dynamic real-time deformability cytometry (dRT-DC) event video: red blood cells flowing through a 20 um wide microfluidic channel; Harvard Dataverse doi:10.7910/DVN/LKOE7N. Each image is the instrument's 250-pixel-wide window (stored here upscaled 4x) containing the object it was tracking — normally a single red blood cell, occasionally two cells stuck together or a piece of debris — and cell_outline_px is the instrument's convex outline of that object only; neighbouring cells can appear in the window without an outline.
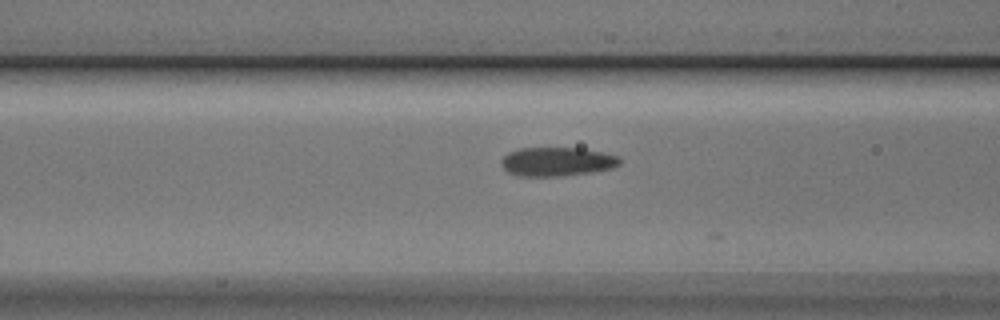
{"species": "Egyptian fruit bat (a non-hibernating species)", "species_latin": "Rousettus aegyptiacus", "temperature_condition": "cold", "stored_images_in_passage": 17, "camera_frame_rate_fps": 3000, "um_per_image_px": 0.085, "animal": {"sex": "male"}, "frame": {"image": 1, "passage_image": 15, "time_ms": 4.667, "image_size_px": [1000, 320], "cell_outline_px": [[620, 164], [612, 168], [588, 172], [560, 176], [520, 176], [508, 172], [500, 164], [500, 160], [508, 152], [520, 148], [580, 148], [600, 152], [616, 156], [620, 160]], "centroid_in_image_um": [47.28, 13.74], "position_along_channel_um": 119.3, "area_um2": 19.71}}